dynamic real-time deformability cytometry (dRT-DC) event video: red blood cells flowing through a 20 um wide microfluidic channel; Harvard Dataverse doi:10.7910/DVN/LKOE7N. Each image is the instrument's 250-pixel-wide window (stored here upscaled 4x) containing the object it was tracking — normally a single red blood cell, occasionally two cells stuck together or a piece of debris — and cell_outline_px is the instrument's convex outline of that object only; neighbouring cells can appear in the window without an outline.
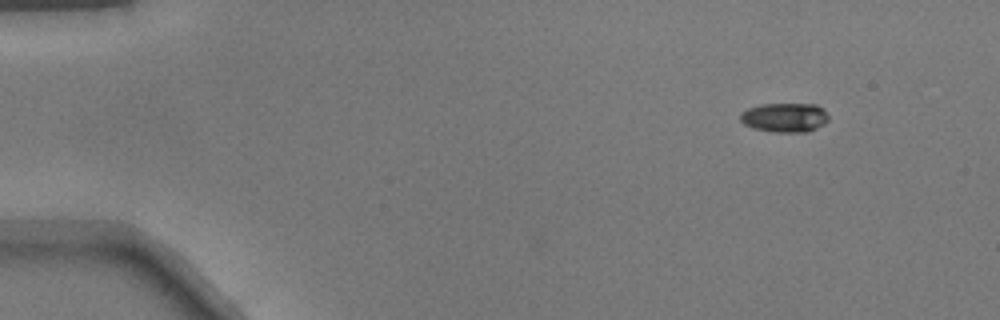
{"species": "common noctule bat (a hibernating species)", "species_latin": "Nyctalus noctula", "temperature_condition": "warm", "stored_images_in_passage": 5, "segment_of_instrument_passage": [2, 2], "camera_frame_rate_fps": 3000, "um_per_image_px": 0.085, "animal": {"sex": "male", "body_mass_g": 17.9}, "frame": {"image": 1, "passage_image": 5, "time_ms": 1.333, "image_size_px": [1000, 320], "cell_outline_px": [[828, 120], [824, 124], [808, 132], [772, 132], [752, 128], [744, 124], [740, 120], [740, 112], [748, 108], [760, 104], [816, 104], [828, 116]], "centroid_in_image_um": [66.66, 9.99], "position_along_channel_um": 18.3, "area_um2": 15.09}}